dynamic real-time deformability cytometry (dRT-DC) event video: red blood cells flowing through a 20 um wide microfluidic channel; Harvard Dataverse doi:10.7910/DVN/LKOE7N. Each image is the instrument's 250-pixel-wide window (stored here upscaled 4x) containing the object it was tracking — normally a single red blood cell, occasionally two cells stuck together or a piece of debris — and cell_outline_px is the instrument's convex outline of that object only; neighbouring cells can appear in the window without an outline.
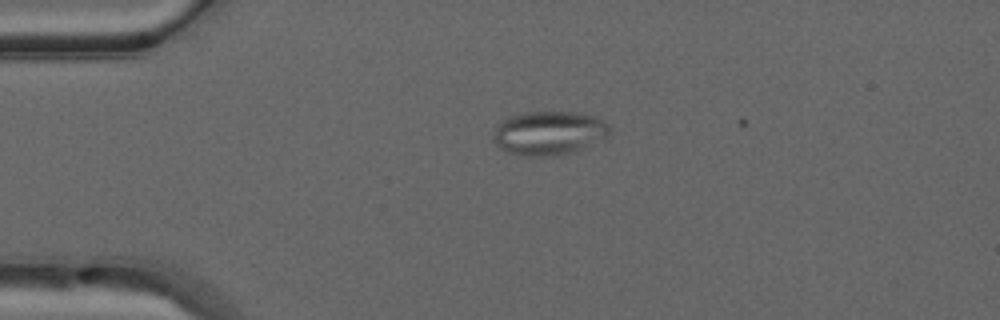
{"species": "common noctule bat (a hibernating species)", "species_latin": "Nyctalus noctula", "temperature_condition": "warm", "stored_images_in_passage": 4, "camera_frame_rate_fps": 3000, "um_per_image_px": 0.085, "animal": {"sex": "male", "forearm_length_mm": 52.5}, "frame": {"image": 1, "passage_image": 2, "time_ms": 0.333, "image_size_px": [1000, 320], "cell_outline_px": [[612, 132], [608, 136], [576, 152], [560, 156], [528, 156], [512, 152], [500, 148], [492, 140], [492, 136], [496, 124], [508, 116], [524, 112], [576, 112], [596, 116], [604, 120], [608, 124]], "centroid_in_image_um": [46.68, 11.3], "position_along_channel_um": 38.3, "area_um2": 30.23}}